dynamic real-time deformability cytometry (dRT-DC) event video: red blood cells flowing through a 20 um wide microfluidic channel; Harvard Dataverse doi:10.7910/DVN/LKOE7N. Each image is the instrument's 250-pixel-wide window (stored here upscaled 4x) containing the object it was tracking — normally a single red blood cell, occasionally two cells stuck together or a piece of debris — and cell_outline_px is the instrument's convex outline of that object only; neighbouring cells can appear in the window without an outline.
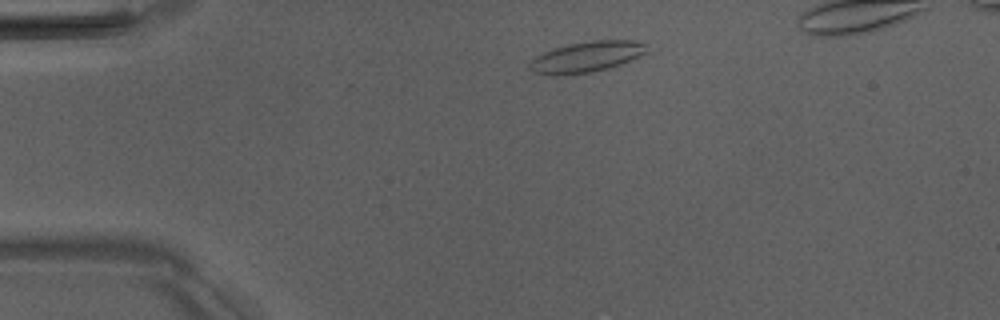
{"species": "Egyptian fruit bat (a non-hibernating species)", "species_latin": "Rousettus aegyptiacus", "temperature_condition": "room temperature", "stored_images_in_passage": 6, "camera_frame_rate_fps": 3000, "um_per_image_px": 0.085, "animal": {"sex": "male"}, "frame": {"image": 1, "passage_image": 1, "time_ms": 0.0, "image_size_px": [1000, 320], "cell_outline_px": [[652, 52], [620, 64], [592, 72], [552, 76], [532, 72], [528, 68], [528, 64], [536, 56], [544, 52], [568, 44], [592, 40], [636, 40], [648, 44]], "centroid_in_image_um": [49.92, 4.82], "position_along_channel_um": 35.1, "area_um2": 21.33}}